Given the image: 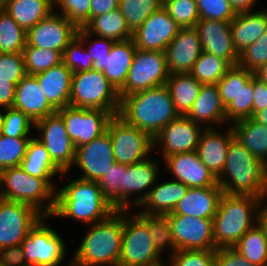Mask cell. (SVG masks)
<instances>
[{
    "mask_svg": "<svg viewBox=\"0 0 267 266\" xmlns=\"http://www.w3.org/2000/svg\"><path fill=\"white\" fill-rule=\"evenodd\" d=\"M64 185L56 189L51 218H71L83 225H91L116 211L103 197L98 182L75 178Z\"/></svg>",
    "mask_w": 267,
    "mask_h": 266,
    "instance_id": "6da1fadb",
    "label": "cell"
},
{
    "mask_svg": "<svg viewBox=\"0 0 267 266\" xmlns=\"http://www.w3.org/2000/svg\"><path fill=\"white\" fill-rule=\"evenodd\" d=\"M118 116L154 139L179 114L168 87L163 85L122 97Z\"/></svg>",
    "mask_w": 267,
    "mask_h": 266,
    "instance_id": "7a4b0ae2",
    "label": "cell"
},
{
    "mask_svg": "<svg viewBox=\"0 0 267 266\" xmlns=\"http://www.w3.org/2000/svg\"><path fill=\"white\" fill-rule=\"evenodd\" d=\"M217 180L224 194L267 197V165L234 137L225 167Z\"/></svg>",
    "mask_w": 267,
    "mask_h": 266,
    "instance_id": "3957f363",
    "label": "cell"
},
{
    "mask_svg": "<svg viewBox=\"0 0 267 266\" xmlns=\"http://www.w3.org/2000/svg\"><path fill=\"white\" fill-rule=\"evenodd\" d=\"M86 227L88 230L72 255V266H118L124 210H116L107 219Z\"/></svg>",
    "mask_w": 267,
    "mask_h": 266,
    "instance_id": "277c9868",
    "label": "cell"
},
{
    "mask_svg": "<svg viewBox=\"0 0 267 266\" xmlns=\"http://www.w3.org/2000/svg\"><path fill=\"white\" fill-rule=\"evenodd\" d=\"M261 201L260 197L223 193L212 219L215 250L221 247H233L259 222Z\"/></svg>",
    "mask_w": 267,
    "mask_h": 266,
    "instance_id": "5b68a950",
    "label": "cell"
},
{
    "mask_svg": "<svg viewBox=\"0 0 267 266\" xmlns=\"http://www.w3.org/2000/svg\"><path fill=\"white\" fill-rule=\"evenodd\" d=\"M52 179L31 176L20 166L5 169L1 171L0 198L28 204L50 217L57 189Z\"/></svg>",
    "mask_w": 267,
    "mask_h": 266,
    "instance_id": "8992f818",
    "label": "cell"
},
{
    "mask_svg": "<svg viewBox=\"0 0 267 266\" xmlns=\"http://www.w3.org/2000/svg\"><path fill=\"white\" fill-rule=\"evenodd\" d=\"M70 106L119 112L120 97L102 71L91 69L73 73Z\"/></svg>",
    "mask_w": 267,
    "mask_h": 266,
    "instance_id": "52a82bcc",
    "label": "cell"
},
{
    "mask_svg": "<svg viewBox=\"0 0 267 266\" xmlns=\"http://www.w3.org/2000/svg\"><path fill=\"white\" fill-rule=\"evenodd\" d=\"M131 211V213H129ZM147 226L132 212L124 210V227L118 266H163Z\"/></svg>",
    "mask_w": 267,
    "mask_h": 266,
    "instance_id": "ba28073f",
    "label": "cell"
},
{
    "mask_svg": "<svg viewBox=\"0 0 267 266\" xmlns=\"http://www.w3.org/2000/svg\"><path fill=\"white\" fill-rule=\"evenodd\" d=\"M49 218L43 216L20 244L29 266H61L65 260L66 242L49 225ZM64 266H72L71 260Z\"/></svg>",
    "mask_w": 267,
    "mask_h": 266,
    "instance_id": "9c48e42d",
    "label": "cell"
},
{
    "mask_svg": "<svg viewBox=\"0 0 267 266\" xmlns=\"http://www.w3.org/2000/svg\"><path fill=\"white\" fill-rule=\"evenodd\" d=\"M169 76L165 52L136 49L119 97L166 85Z\"/></svg>",
    "mask_w": 267,
    "mask_h": 266,
    "instance_id": "30bf717a",
    "label": "cell"
},
{
    "mask_svg": "<svg viewBox=\"0 0 267 266\" xmlns=\"http://www.w3.org/2000/svg\"><path fill=\"white\" fill-rule=\"evenodd\" d=\"M107 132L117 163L131 165L148 158L154 152L153 138L143 130L127 124L118 115L110 120Z\"/></svg>",
    "mask_w": 267,
    "mask_h": 266,
    "instance_id": "8fae6325",
    "label": "cell"
},
{
    "mask_svg": "<svg viewBox=\"0 0 267 266\" xmlns=\"http://www.w3.org/2000/svg\"><path fill=\"white\" fill-rule=\"evenodd\" d=\"M35 137L45 146L53 163L62 171L70 173L75 161L76 147L67 134L65 124L58 112L35 122Z\"/></svg>",
    "mask_w": 267,
    "mask_h": 266,
    "instance_id": "7c38bea8",
    "label": "cell"
},
{
    "mask_svg": "<svg viewBox=\"0 0 267 266\" xmlns=\"http://www.w3.org/2000/svg\"><path fill=\"white\" fill-rule=\"evenodd\" d=\"M57 112L61 115L67 134L76 148L106 133L110 120L118 115V112L72 106L59 109Z\"/></svg>",
    "mask_w": 267,
    "mask_h": 266,
    "instance_id": "4fadbf2b",
    "label": "cell"
},
{
    "mask_svg": "<svg viewBox=\"0 0 267 266\" xmlns=\"http://www.w3.org/2000/svg\"><path fill=\"white\" fill-rule=\"evenodd\" d=\"M42 217L28 204L0 198V249L20 245Z\"/></svg>",
    "mask_w": 267,
    "mask_h": 266,
    "instance_id": "5bb4252c",
    "label": "cell"
},
{
    "mask_svg": "<svg viewBox=\"0 0 267 266\" xmlns=\"http://www.w3.org/2000/svg\"><path fill=\"white\" fill-rule=\"evenodd\" d=\"M166 215L175 240V250H215L212 219L174 213Z\"/></svg>",
    "mask_w": 267,
    "mask_h": 266,
    "instance_id": "9a60e30c",
    "label": "cell"
},
{
    "mask_svg": "<svg viewBox=\"0 0 267 266\" xmlns=\"http://www.w3.org/2000/svg\"><path fill=\"white\" fill-rule=\"evenodd\" d=\"M203 128L187 116L179 115L154 137V152L158 154L161 149L164 160L173 154L196 151ZM157 146L161 148L156 150Z\"/></svg>",
    "mask_w": 267,
    "mask_h": 266,
    "instance_id": "2e32d148",
    "label": "cell"
},
{
    "mask_svg": "<svg viewBox=\"0 0 267 266\" xmlns=\"http://www.w3.org/2000/svg\"><path fill=\"white\" fill-rule=\"evenodd\" d=\"M78 29L67 17L53 11L27 32V44L56 50L63 55L67 44L76 37Z\"/></svg>",
    "mask_w": 267,
    "mask_h": 266,
    "instance_id": "e0dca14e",
    "label": "cell"
},
{
    "mask_svg": "<svg viewBox=\"0 0 267 266\" xmlns=\"http://www.w3.org/2000/svg\"><path fill=\"white\" fill-rule=\"evenodd\" d=\"M115 163L111 138L106 132L76 148L73 167L77 166L82 171L78 178L98 182Z\"/></svg>",
    "mask_w": 267,
    "mask_h": 266,
    "instance_id": "ac0fdd59",
    "label": "cell"
},
{
    "mask_svg": "<svg viewBox=\"0 0 267 266\" xmlns=\"http://www.w3.org/2000/svg\"><path fill=\"white\" fill-rule=\"evenodd\" d=\"M180 29L162 6L133 32L132 39L137 49L165 52Z\"/></svg>",
    "mask_w": 267,
    "mask_h": 266,
    "instance_id": "d6986e66",
    "label": "cell"
},
{
    "mask_svg": "<svg viewBox=\"0 0 267 266\" xmlns=\"http://www.w3.org/2000/svg\"><path fill=\"white\" fill-rule=\"evenodd\" d=\"M231 21L200 19L195 28L198 31L202 51L225 59L231 66L238 65L230 28Z\"/></svg>",
    "mask_w": 267,
    "mask_h": 266,
    "instance_id": "ffe728a7",
    "label": "cell"
},
{
    "mask_svg": "<svg viewBox=\"0 0 267 266\" xmlns=\"http://www.w3.org/2000/svg\"><path fill=\"white\" fill-rule=\"evenodd\" d=\"M153 156L127 165L125 172V210L136 209L159 178V162ZM136 194V196L134 195ZM135 198H133V197Z\"/></svg>",
    "mask_w": 267,
    "mask_h": 266,
    "instance_id": "44dd1931",
    "label": "cell"
},
{
    "mask_svg": "<svg viewBox=\"0 0 267 266\" xmlns=\"http://www.w3.org/2000/svg\"><path fill=\"white\" fill-rule=\"evenodd\" d=\"M164 163L173 180L189 188L218 185L217 177L201 162L196 151L170 155L164 159Z\"/></svg>",
    "mask_w": 267,
    "mask_h": 266,
    "instance_id": "7402d4cb",
    "label": "cell"
},
{
    "mask_svg": "<svg viewBox=\"0 0 267 266\" xmlns=\"http://www.w3.org/2000/svg\"><path fill=\"white\" fill-rule=\"evenodd\" d=\"M201 53L197 29L181 28L165 49L169 74L190 73Z\"/></svg>",
    "mask_w": 267,
    "mask_h": 266,
    "instance_id": "603a6c76",
    "label": "cell"
},
{
    "mask_svg": "<svg viewBox=\"0 0 267 266\" xmlns=\"http://www.w3.org/2000/svg\"><path fill=\"white\" fill-rule=\"evenodd\" d=\"M234 137L231 125L224 132L215 128L204 129L196 152L201 162L218 177L226 164L227 152Z\"/></svg>",
    "mask_w": 267,
    "mask_h": 266,
    "instance_id": "cb8c5ba5",
    "label": "cell"
},
{
    "mask_svg": "<svg viewBox=\"0 0 267 266\" xmlns=\"http://www.w3.org/2000/svg\"><path fill=\"white\" fill-rule=\"evenodd\" d=\"M14 108L25 113L34 123L57 110L48 102L34 75L26 74L15 87Z\"/></svg>",
    "mask_w": 267,
    "mask_h": 266,
    "instance_id": "d4e9b609",
    "label": "cell"
},
{
    "mask_svg": "<svg viewBox=\"0 0 267 266\" xmlns=\"http://www.w3.org/2000/svg\"><path fill=\"white\" fill-rule=\"evenodd\" d=\"M204 129L220 127L227 122L226 111L217 84L202 85L196 100L186 115Z\"/></svg>",
    "mask_w": 267,
    "mask_h": 266,
    "instance_id": "484cf974",
    "label": "cell"
},
{
    "mask_svg": "<svg viewBox=\"0 0 267 266\" xmlns=\"http://www.w3.org/2000/svg\"><path fill=\"white\" fill-rule=\"evenodd\" d=\"M222 195L223 191L219 184L209 187L189 188L186 195L170 213L213 219Z\"/></svg>",
    "mask_w": 267,
    "mask_h": 266,
    "instance_id": "4316f807",
    "label": "cell"
},
{
    "mask_svg": "<svg viewBox=\"0 0 267 266\" xmlns=\"http://www.w3.org/2000/svg\"><path fill=\"white\" fill-rule=\"evenodd\" d=\"M149 191L143 202L137 207L141 213L166 215L174 210L177 203L186 195L189 187L176 180H165ZM142 208V209H141Z\"/></svg>",
    "mask_w": 267,
    "mask_h": 266,
    "instance_id": "83f0119b",
    "label": "cell"
},
{
    "mask_svg": "<svg viewBox=\"0 0 267 266\" xmlns=\"http://www.w3.org/2000/svg\"><path fill=\"white\" fill-rule=\"evenodd\" d=\"M73 73L63 63L34 75L48 102L56 109L70 106V90Z\"/></svg>",
    "mask_w": 267,
    "mask_h": 266,
    "instance_id": "f1b7e54d",
    "label": "cell"
},
{
    "mask_svg": "<svg viewBox=\"0 0 267 266\" xmlns=\"http://www.w3.org/2000/svg\"><path fill=\"white\" fill-rule=\"evenodd\" d=\"M230 28L234 47L240 54L267 30V9L237 13Z\"/></svg>",
    "mask_w": 267,
    "mask_h": 266,
    "instance_id": "f546056e",
    "label": "cell"
},
{
    "mask_svg": "<svg viewBox=\"0 0 267 266\" xmlns=\"http://www.w3.org/2000/svg\"><path fill=\"white\" fill-rule=\"evenodd\" d=\"M134 40L116 41L105 59L103 75L119 91L125 84L129 69L136 53Z\"/></svg>",
    "mask_w": 267,
    "mask_h": 266,
    "instance_id": "4dcf8cb0",
    "label": "cell"
},
{
    "mask_svg": "<svg viewBox=\"0 0 267 266\" xmlns=\"http://www.w3.org/2000/svg\"><path fill=\"white\" fill-rule=\"evenodd\" d=\"M1 7L26 32L53 11V0H6Z\"/></svg>",
    "mask_w": 267,
    "mask_h": 266,
    "instance_id": "1f68e13d",
    "label": "cell"
},
{
    "mask_svg": "<svg viewBox=\"0 0 267 266\" xmlns=\"http://www.w3.org/2000/svg\"><path fill=\"white\" fill-rule=\"evenodd\" d=\"M230 125L234 138L267 165V126L253 118L237 120Z\"/></svg>",
    "mask_w": 267,
    "mask_h": 266,
    "instance_id": "d6a6232c",
    "label": "cell"
},
{
    "mask_svg": "<svg viewBox=\"0 0 267 266\" xmlns=\"http://www.w3.org/2000/svg\"><path fill=\"white\" fill-rule=\"evenodd\" d=\"M20 167L29 175L38 178H54L59 175L63 179L68 172H62L50 158L45 146L33 135Z\"/></svg>",
    "mask_w": 267,
    "mask_h": 266,
    "instance_id": "836d02e7",
    "label": "cell"
},
{
    "mask_svg": "<svg viewBox=\"0 0 267 266\" xmlns=\"http://www.w3.org/2000/svg\"><path fill=\"white\" fill-rule=\"evenodd\" d=\"M176 112L186 116L196 100L202 84L191 74H171L166 82Z\"/></svg>",
    "mask_w": 267,
    "mask_h": 266,
    "instance_id": "e575fe53",
    "label": "cell"
},
{
    "mask_svg": "<svg viewBox=\"0 0 267 266\" xmlns=\"http://www.w3.org/2000/svg\"><path fill=\"white\" fill-rule=\"evenodd\" d=\"M83 28L94 36L109 38L115 42L129 40L133 34L119 9L92 18Z\"/></svg>",
    "mask_w": 267,
    "mask_h": 266,
    "instance_id": "d590c367",
    "label": "cell"
},
{
    "mask_svg": "<svg viewBox=\"0 0 267 266\" xmlns=\"http://www.w3.org/2000/svg\"><path fill=\"white\" fill-rule=\"evenodd\" d=\"M247 261L267 266V232L259 222L233 246Z\"/></svg>",
    "mask_w": 267,
    "mask_h": 266,
    "instance_id": "8d00e7d4",
    "label": "cell"
},
{
    "mask_svg": "<svg viewBox=\"0 0 267 266\" xmlns=\"http://www.w3.org/2000/svg\"><path fill=\"white\" fill-rule=\"evenodd\" d=\"M125 172L127 165L116 162L98 181L103 197L115 210H125Z\"/></svg>",
    "mask_w": 267,
    "mask_h": 266,
    "instance_id": "74e56055",
    "label": "cell"
},
{
    "mask_svg": "<svg viewBox=\"0 0 267 266\" xmlns=\"http://www.w3.org/2000/svg\"><path fill=\"white\" fill-rule=\"evenodd\" d=\"M134 214L147 226L157 251L162 255L165 249L167 250L171 247L168 253L171 256L176 250L167 215L146 214L139 212V210Z\"/></svg>",
    "mask_w": 267,
    "mask_h": 266,
    "instance_id": "f35d334b",
    "label": "cell"
},
{
    "mask_svg": "<svg viewBox=\"0 0 267 266\" xmlns=\"http://www.w3.org/2000/svg\"><path fill=\"white\" fill-rule=\"evenodd\" d=\"M230 67L225 59L202 51L189 74L202 85L217 84Z\"/></svg>",
    "mask_w": 267,
    "mask_h": 266,
    "instance_id": "ab89813d",
    "label": "cell"
},
{
    "mask_svg": "<svg viewBox=\"0 0 267 266\" xmlns=\"http://www.w3.org/2000/svg\"><path fill=\"white\" fill-rule=\"evenodd\" d=\"M27 32L0 6V53H22Z\"/></svg>",
    "mask_w": 267,
    "mask_h": 266,
    "instance_id": "60d3db41",
    "label": "cell"
},
{
    "mask_svg": "<svg viewBox=\"0 0 267 266\" xmlns=\"http://www.w3.org/2000/svg\"><path fill=\"white\" fill-rule=\"evenodd\" d=\"M162 6V0H119L118 9L133 33Z\"/></svg>",
    "mask_w": 267,
    "mask_h": 266,
    "instance_id": "b9f144b4",
    "label": "cell"
},
{
    "mask_svg": "<svg viewBox=\"0 0 267 266\" xmlns=\"http://www.w3.org/2000/svg\"><path fill=\"white\" fill-rule=\"evenodd\" d=\"M25 70L28 75L42 73L62 62V54L56 50L41 49L26 44L23 49Z\"/></svg>",
    "mask_w": 267,
    "mask_h": 266,
    "instance_id": "7bdbcfd3",
    "label": "cell"
},
{
    "mask_svg": "<svg viewBox=\"0 0 267 266\" xmlns=\"http://www.w3.org/2000/svg\"><path fill=\"white\" fill-rule=\"evenodd\" d=\"M253 98V77L249 81H239V92L225 108L228 125L237 120L253 117Z\"/></svg>",
    "mask_w": 267,
    "mask_h": 266,
    "instance_id": "ee69618b",
    "label": "cell"
},
{
    "mask_svg": "<svg viewBox=\"0 0 267 266\" xmlns=\"http://www.w3.org/2000/svg\"><path fill=\"white\" fill-rule=\"evenodd\" d=\"M35 123L21 110L14 107L3 109L1 135L13 138H32Z\"/></svg>",
    "mask_w": 267,
    "mask_h": 266,
    "instance_id": "f6af8a7d",
    "label": "cell"
},
{
    "mask_svg": "<svg viewBox=\"0 0 267 266\" xmlns=\"http://www.w3.org/2000/svg\"><path fill=\"white\" fill-rule=\"evenodd\" d=\"M255 73L239 65L231 66L217 83L221 102L226 108L239 92V81H249Z\"/></svg>",
    "mask_w": 267,
    "mask_h": 266,
    "instance_id": "bcb514c9",
    "label": "cell"
},
{
    "mask_svg": "<svg viewBox=\"0 0 267 266\" xmlns=\"http://www.w3.org/2000/svg\"><path fill=\"white\" fill-rule=\"evenodd\" d=\"M31 138L0 135V170L20 166Z\"/></svg>",
    "mask_w": 267,
    "mask_h": 266,
    "instance_id": "7dc6e473",
    "label": "cell"
},
{
    "mask_svg": "<svg viewBox=\"0 0 267 266\" xmlns=\"http://www.w3.org/2000/svg\"><path fill=\"white\" fill-rule=\"evenodd\" d=\"M85 44L87 53L94 61L93 69L103 71L105 69V59L109 56L114 40L88 33L84 28H79L76 35ZM97 37V39H93ZM86 44L88 46H86Z\"/></svg>",
    "mask_w": 267,
    "mask_h": 266,
    "instance_id": "c3c4849f",
    "label": "cell"
},
{
    "mask_svg": "<svg viewBox=\"0 0 267 266\" xmlns=\"http://www.w3.org/2000/svg\"><path fill=\"white\" fill-rule=\"evenodd\" d=\"M163 7L180 28L195 27L200 20L196 0H168Z\"/></svg>",
    "mask_w": 267,
    "mask_h": 266,
    "instance_id": "681fc988",
    "label": "cell"
},
{
    "mask_svg": "<svg viewBox=\"0 0 267 266\" xmlns=\"http://www.w3.org/2000/svg\"><path fill=\"white\" fill-rule=\"evenodd\" d=\"M62 56V62L72 73L93 69L94 61L87 53L85 44L77 36L67 44Z\"/></svg>",
    "mask_w": 267,
    "mask_h": 266,
    "instance_id": "f907efd6",
    "label": "cell"
},
{
    "mask_svg": "<svg viewBox=\"0 0 267 266\" xmlns=\"http://www.w3.org/2000/svg\"><path fill=\"white\" fill-rule=\"evenodd\" d=\"M90 4L91 0H53V9L83 28L90 21Z\"/></svg>",
    "mask_w": 267,
    "mask_h": 266,
    "instance_id": "816d5d0a",
    "label": "cell"
},
{
    "mask_svg": "<svg viewBox=\"0 0 267 266\" xmlns=\"http://www.w3.org/2000/svg\"><path fill=\"white\" fill-rule=\"evenodd\" d=\"M238 65L255 74L267 65V30L255 43L239 54Z\"/></svg>",
    "mask_w": 267,
    "mask_h": 266,
    "instance_id": "f5cc1de1",
    "label": "cell"
},
{
    "mask_svg": "<svg viewBox=\"0 0 267 266\" xmlns=\"http://www.w3.org/2000/svg\"><path fill=\"white\" fill-rule=\"evenodd\" d=\"M216 250H176L165 266H215Z\"/></svg>",
    "mask_w": 267,
    "mask_h": 266,
    "instance_id": "db71d44e",
    "label": "cell"
},
{
    "mask_svg": "<svg viewBox=\"0 0 267 266\" xmlns=\"http://www.w3.org/2000/svg\"><path fill=\"white\" fill-rule=\"evenodd\" d=\"M26 74L23 53H0V79L17 85Z\"/></svg>",
    "mask_w": 267,
    "mask_h": 266,
    "instance_id": "11a10c76",
    "label": "cell"
},
{
    "mask_svg": "<svg viewBox=\"0 0 267 266\" xmlns=\"http://www.w3.org/2000/svg\"><path fill=\"white\" fill-rule=\"evenodd\" d=\"M200 19L231 21L236 13L229 0H196Z\"/></svg>",
    "mask_w": 267,
    "mask_h": 266,
    "instance_id": "9f6ffc18",
    "label": "cell"
},
{
    "mask_svg": "<svg viewBox=\"0 0 267 266\" xmlns=\"http://www.w3.org/2000/svg\"><path fill=\"white\" fill-rule=\"evenodd\" d=\"M215 266H256L247 261L234 247L216 249Z\"/></svg>",
    "mask_w": 267,
    "mask_h": 266,
    "instance_id": "6f0895ef",
    "label": "cell"
},
{
    "mask_svg": "<svg viewBox=\"0 0 267 266\" xmlns=\"http://www.w3.org/2000/svg\"><path fill=\"white\" fill-rule=\"evenodd\" d=\"M0 266H29L22 247L15 245L0 249Z\"/></svg>",
    "mask_w": 267,
    "mask_h": 266,
    "instance_id": "680465c9",
    "label": "cell"
},
{
    "mask_svg": "<svg viewBox=\"0 0 267 266\" xmlns=\"http://www.w3.org/2000/svg\"><path fill=\"white\" fill-rule=\"evenodd\" d=\"M253 116L267 108V84L256 74L253 76Z\"/></svg>",
    "mask_w": 267,
    "mask_h": 266,
    "instance_id": "91938a15",
    "label": "cell"
},
{
    "mask_svg": "<svg viewBox=\"0 0 267 266\" xmlns=\"http://www.w3.org/2000/svg\"><path fill=\"white\" fill-rule=\"evenodd\" d=\"M16 85L8 80L0 79V108L5 109L13 106L15 100Z\"/></svg>",
    "mask_w": 267,
    "mask_h": 266,
    "instance_id": "94428289",
    "label": "cell"
},
{
    "mask_svg": "<svg viewBox=\"0 0 267 266\" xmlns=\"http://www.w3.org/2000/svg\"><path fill=\"white\" fill-rule=\"evenodd\" d=\"M119 8V0H91L90 20L98 15L114 11Z\"/></svg>",
    "mask_w": 267,
    "mask_h": 266,
    "instance_id": "6125c7cd",
    "label": "cell"
},
{
    "mask_svg": "<svg viewBox=\"0 0 267 266\" xmlns=\"http://www.w3.org/2000/svg\"><path fill=\"white\" fill-rule=\"evenodd\" d=\"M258 0H229V3L235 13L253 11Z\"/></svg>",
    "mask_w": 267,
    "mask_h": 266,
    "instance_id": "be15d7a7",
    "label": "cell"
},
{
    "mask_svg": "<svg viewBox=\"0 0 267 266\" xmlns=\"http://www.w3.org/2000/svg\"><path fill=\"white\" fill-rule=\"evenodd\" d=\"M259 224L267 232V197L262 199L259 208Z\"/></svg>",
    "mask_w": 267,
    "mask_h": 266,
    "instance_id": "e7e4bbea",
    "label": "cell"
},
{
    "mask_svg": "<svg viewBox=\"0 0 267 266\" xmlns=\"http://www.w3.org/2000/svg\"><path fill=\"white\" fill-rule=\"evenodd\" d=\"M256 122L267 126V108L258 111L253 117Z\"/></svg>",
    "mask_w": 267,
    "mask_h": 266,
    "instance_id": "03108f58",
    "label": "cell"
},
{
    "mask_svg": "<svg viewBox=\"0 0 267 266\" xmlns=\"http://www.w3.org/2000/svg\"><path fill=\"white\" fill-rule=\"evenodd\" d=\"M267 84V65H265L259 72L256 73Z\"/></svg>",
    "mask_w": 267,
    "mask_h": 266,
    "instance_id": "003e7915",
    "label": "cell"
},
{
    "mask_svg": "<svg viewBox=\"0 0 267 266\" xmlns=\"http://www.w3.org/2000/svg\"><path fill=\"white\" fill-rule=\"evenodd\" d=\"M3 109L0 108V135L2 131Z\"/></svg>",
    "mask_w": 267,
    "mask_h": 266,
    "instance_id": "a7ac6f4b",
    "label": "cell"
},
{
    "mask_svg": "<svg viewBox=\"0 0 267 266\" xmlns=\"http://www.w3.org/2000/svg\"><path fill=\"white\" fill-rule=\"evenodd\" d=\"M6 0H0V6L5 2Z\"/></svg>",
    "mask_w": 267,
    "mask_h": 266,
    "instance_id": "89a4df30",
    "label": "cell"
}]
</instances>
